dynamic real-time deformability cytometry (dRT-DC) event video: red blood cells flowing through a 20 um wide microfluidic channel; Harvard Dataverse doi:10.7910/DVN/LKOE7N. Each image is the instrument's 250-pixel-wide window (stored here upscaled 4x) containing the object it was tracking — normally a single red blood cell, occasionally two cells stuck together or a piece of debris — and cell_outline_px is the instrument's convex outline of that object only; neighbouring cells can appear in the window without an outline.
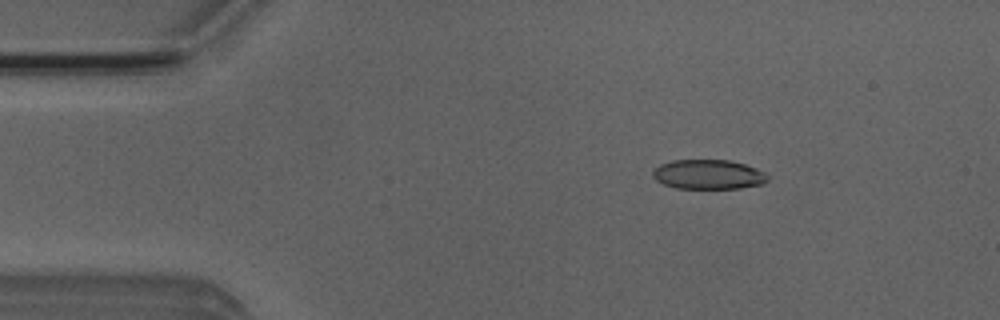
{"species": "Egyptian fruit bat (a non-hibernating species)", "species_latin": "Rousettus aegyptiacus", "temperature_condition": "room temperature", "stored_images_in_passage": 50, "camera_frame_rate_fps": 3000, "um_per_image_px": 0.085, "animal": {"sex": "male"}, "frame": {"image": 1, "passage_image": 7, "time_ms": 2.0, "image_size_px": [1000, 320], "cell_outline_px": [[768, 180], [764, 184], [740, 188], [676, 188], [664, 184], [656, 180], [652, 176], [652, 172], [660, 164], [672, 160], [728, 160], [744, 164], [756, 168], [764, 172], [768, 176]], "centroid_in_image_um": [60.22, 14.83], "position_along_channel_um": 24.8, "area_um2": 19.77}}
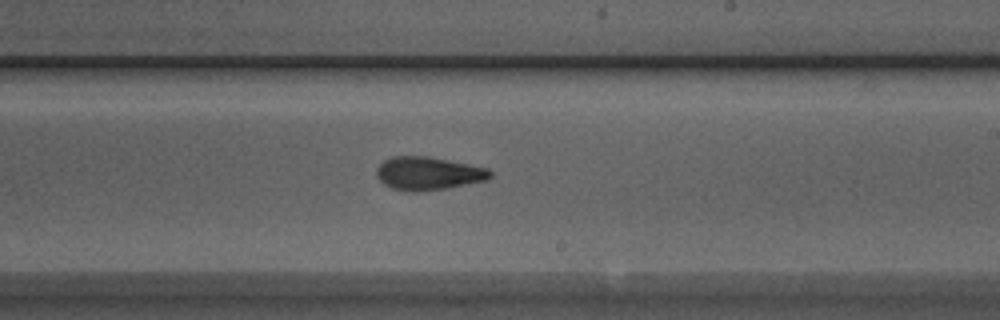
{"frame": {"image": 2, "passage_image": 29, "time_ms": 9.333, "image_size_px": [1000, 320], "cell_outline_px": [[492, 176], [488, 180], [444, 188], [416, 192], [412, 192], [392, 188], [384, 184], [376, 176], [376, 168], [384, 160], [392, 156], [428, 156], [488, 168], [492, 172]], "centroid_in_image_um": [36.39, 14.73], "position_along_channel_um": 252.6, "area_um2": 21.91}}
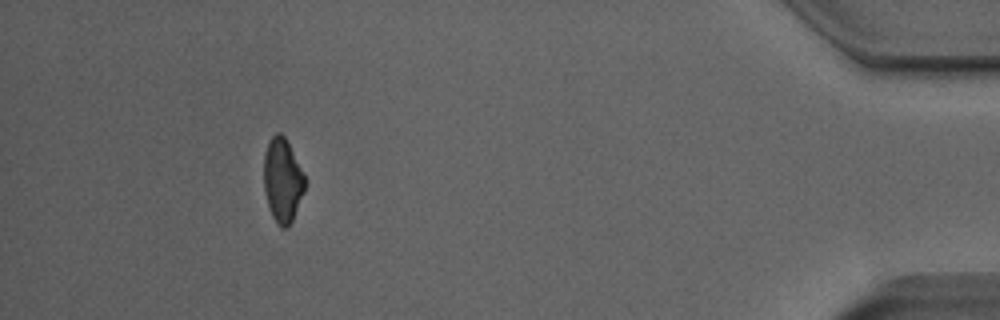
{"frame": {"image": 3, "passage_image": 46, "time_ms": 15.0, "image_size_px": [1000, 320], "cell_outline_px": [[304, 192], [292, 220], [288, 228], [280, 228], [276, 224], [268, 208], [264, 192], [264, 152], [268, 140], [276, 132], [280, 132], [284, 136], [304, 176]], "centroid_in_image_um": [23.97, 15.36], "position_along_channel_um": 411.2, "area_um2": 20.0}, "authors_computed_cell_mechanics": {"area_um2": 21.0681, "velocity_mm_per_s": 3.9666, "shape_relaxation_time_tau1_ms": 10.1337, "shape_relaxation_time_tau2_ms": 2.8164, "deformation_change_tau1": 0.2247, "deformation_change_tau2": 0.0958}}